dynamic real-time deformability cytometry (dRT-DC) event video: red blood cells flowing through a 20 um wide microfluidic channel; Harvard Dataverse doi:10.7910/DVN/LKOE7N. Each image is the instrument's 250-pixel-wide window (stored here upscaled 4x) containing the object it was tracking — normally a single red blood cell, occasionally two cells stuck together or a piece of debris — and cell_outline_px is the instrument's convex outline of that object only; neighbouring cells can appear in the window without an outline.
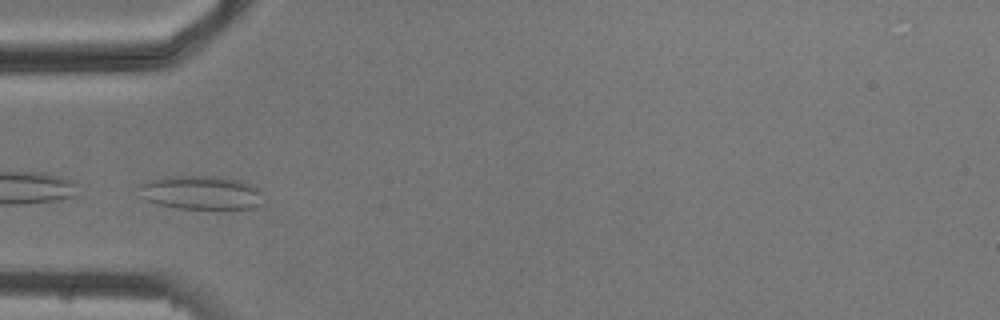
{"species": "common noctule bat (a hibernating species)", "species_latin": "Nyctalus noctula", "temperature_condition": "cold", "stored_images_in_passage": 6, "camera_frame_rate_fps": 3000, "um_per_image_px": 0.085, "animal": {"sex": "male", "body_mass_g": 20.5, "forearm_length_mm": 52.5}, "frame": {"image": 1, "passage_image": 5, "time_ms": 4.667, "image_size_px": [1000, 320], "cell_outline_px": [[268, 204], [256, 208], [176, 208], [156, 204], [144, 200], [140, 196], [136, 184], [160, 176], [216, 176], [244, 180], [256, 188], [260, 192]], "centroid_in_image_um": [17.07, 16.36], "position_along_channel_um": 67.9, "area_um2": 25.26}}